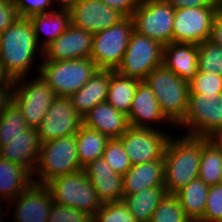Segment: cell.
Here are the masks:
<instances>
[{
    "label": "cell",
    "mask_w": 222,
    "mask_h": 222,
    "mask_svg": "<svg viewBox=\"0 0 222 222\" xmlns=\"http://www.w3.org/2000/svg\"><path fill=\"white\" fill-rule=\"evenodd\" d=\"M175 9L163 0H142L133 12L134 30L163 46L173 42Z\"/></svg>",
    "instance_id": "cell-10"
},
{
    "label": "cell",
    "mask_w": 222,
    "mask_h": 222,
    "mask_svg": "<svg viewBox=\"0 0 222 222\" xmlns=\"http://www.w3.org/2000/svg\"><path fill=\"white\" fill-rule=\"evenodd\" d=\"M134 31L132 17H125L116 25L94 33L90 58L98 69L118 68Z\"/></svg>",
    "instance_id": "cell-8"
},
{
    "label": "cell",
    "mask_w": 222,
    "mask_h": 222,
    "mask_svg": "<svg viewBox=\"0 0 222 222\" xmlns=\"http://www.w3.org/2000/svg\"><path fill=\"white\" fill-rule=\"evenodd\" d=\"M174 9L219 6V0H163Z\"/></svg>",
    "instance_id": "cell-43"
},
{
    "label": "cell",
    "mask_w": 222,
    "mask_h": 222,
    "mask_svg": "<svg viewBox=\"0 0 222 222\" xmlns=\"http://www.w3.org/2000/svg\"><path fill=\"white\" fill-rule=\"evenodd\" d=\"M198 178L208 186L222 183V149L210 140L202 146Z\"/></svg>",
    "instance_id": "cell-31"
},
{
    "label": "cell",
    "mask_w": 222,
    "mask_h": 222,
    "mask_svg": "<svg viewBox=\"0 0 222 222\" xmlns=\"http://www.w3.org/2000/svg\"><path fill=\"white\" fill-rule=\"evenodd\" d=\"M27 128L20 107L11 100L0 116V147L8 145L13 138Z\"/></svg>",
    "instance_id": "cell-32"
},
{
    "label": "cell",
    "mask_w": 222,
    "mask_h": 222,
    "mask_svg": "<svg viewBox=\"0 0 222 222\" xmlns=\"http://www.w3.org/2000/svg\"><path fill=\"white\" fill-rule=\"evenodd\" d=\"M82 124V116L75 111L69 97L57 96L36 130L42 143L76 134Z\"/></svg>",
    "instance_id": "cell-14"
},
{
    "label": "cell",
    "mask_w": 222,
    "mask_h": 222,
    "mask_svg": "<svg viewBox=\"0 0 222 222\" xmlns=\"http://www.w3.org/2000/svg\"><path fill=\"white\" fill-rule=\"evenodd\" d=\"M109 138L99 132L81 125L76 133V146L80 168L83 169L91 162L101 158Z\"/></svg>",
    "instance_id": "cell-29"
},
{
    "label": "cell",
    "mask_w": 222,
    "mask_h": 222,
    "mask_svg": "<svg viewBox=\"0 0 222 222\" xmlns=\"http://www.w3.org/2000/svg\"><path fill=\"white\" fill-rule=\"evenodd\" d=\"M13 205L14 222H47L53 204L52 194L45 184L32 183L7 204Z\"/></svg>",
    "instance_id": "cell-17"
},
{
    "label": "cell",
    "mask_w": 222,
    "mask_h": 222,
    "mask_svg": "<svg viewBox=\"0 0 222 222\" xmlns=\"http://www.w3.org/2000/svg\"><path fill=\"white\" fill-rule=\"evenodd\" d=\"M210 40L222 47V10L221 9H219L214 16Z\"/></svg>",
    "instance_id": "cell-45"
},
{
    "label": "cell",
    "mask_w": 222,
    "mask_h": 222,
    "mask_svg": "<svg viewBox=\"0 0 222 222\" xmlns=\"http://www.w3.org/2000/svg\"><path fill=\"white\" fill-rule=\"evenodd\" d=\"M199 222H222V183L210 186L204 216Z\"/></svg>",
    "instance_id": "cell-39"
},
{
    "label": "cell",
    "mask_w": 222,
    "mask_h": 222,
    "mask_svg": "<svg viewBox=\"0 0 222 222\" xmlns=\"http://www.w3.org/2000/svg\"><path fill=\"white\" fill-rule=\"evenodd\" d=\"M208 140L188 135L176 139L172 134L163 157L166 193L176 194L198 178L202 146Z\"/></svg>",
    "instance_id": "cell-2"
},
{
    "label": "cell",
    "mask_w": 222,
    "mask_h": 222,
    "mask_svg": "<svg viewBox=\"0 0 222 222\" xmlns=\"http://www.w3.org/2000/svg\"><path fill=\"white\" fill-rule=\"evenodd\" d=\"M69 10L71 24L93 34L106 30L125 18L101 0H79Z\"/></svg>",
    "instance_id": "cell-15"
},
{
    "label": "cell",
    "mask_w": 222,
    "mask_h": 222,
    "mask_svg": "<svg viewBox=\"0 0 222 222\" xmlns=\"http://www.w3.org/2000/svg\"><path fill=\"white\" fill-rule=\"evenodd\" d=\"M179 125L188 130L185 135L209 138L222 128V93L189 94L187 111Z\"/></svg>",
    "instance_id": "cell-9"
},
{
    "label": "cell",
    "mask_w": 222,
    "mask_h": 222,
    "mask_svg": "<svg viewBox=\"0 0 222 222\" xmlns=\"http://www.w3.org/2000/svg\"><path fill=\"white\" fill-rule=\"evenodd\" d=\"M102 157L115 173L120 174L121 176H123L132 166L120 138L109 139Z\"/></svg>",
    "instance_id": "cell-35"
},
{
    "label": "cell",
    "mask_w": 222,
    "mask_h": 222,
    "mask_svg": "<svg viewBox=\"0 0 222 222\" xmlns=\"http://www.w3.org/2000/svg\"><path fill=\"white\" fill-rule=\"evenodd\" d=\"M219 6L175 9L173 42L199 45L211 38L212 24Z\"/></svg>",
    "instance_id": "cell-12"
},
{
    "label": "cell",
    "mask_w": 222,
    "mask_h": 222,
    "mask_svg": "<svg viewBox=\"0 0 222 222\" xmlns=\"http://www.w3.org/2000/svg\"><path fill=\"white\" fill-rule=\"evenodd\" d=\"M163 45L134 31L115 70L120 75L144 81L156 67L162 65Z\"/></svg>",
    "instance_id": "cell-11"
},
{
    "label": "cell",
    "mask_w": 222,
    "mask_h": 222,
    "mask_svg": "<svg viewBox=\"0 0 222 222\" xmlns=\"http://www.w3.org/2000/svg\"><path fill=\"white\" fill-rule=\"evenodd\" d=\"M102 203L123 200V176L107 164L103 157L83 168Z\"/></svg>",
    "instance_id": "cell-18"
},
{
    "label": "cell",
    "mask_w": 222,
    "mask_h": 222,
    "mask_svg": "<svg viewBox=\"0 0 222 222\" xmlns=\"http://www.w3.org/2000/svg\"><path fill=\"white\" fill-rule=\"evenodd\" d=\"M76 134L41 143L33 182L46 184L51 179L80 171ZM40 177V178H39Z\"/></svg>",
    "instance_id": "cell-4"
},
{
    "label": "cell",
    "mask_w": 222,
    "mask_h": 222,
    "mask_svg": "<svg viewBox=\"0 0 222 222\" xmlns=\"http://www.w3.org/2000/svg\"><path fill=\"white\" fill-rule=\"evenodd\" d=\"M153 91L162 113L174 125L183 121L188 107L189 83L163 64L144 79Z\"/></svg>",
    "instance_id": "cell-3"
},
{
    "label": "cell",
    "mask_w": 222,
    "mask_h": 222,
    "mask_svg": "<svg viewBox=\"0 0 222 222\" xmlns=\"http://www.w3.org/2000/svg\"><path fill=\"white\" fill-rule=\"evenodd\" d=\"M198 71L222 76V47L210 39L198 45Z\"/></svg>",
    "instance_id": "cell-34"
},
{
    "label": "cell",
    "mask_w": 222,
    "mask_h": 222,
    "mask_svg": "<svg viewBox=\"0 0 222 222\" xmlns=\"http://www.w3.org/2000/svg\"><path fill=\"white\" fill-rule=\"evenodd\" d=\"M45 185L52 194L53 202L83 211L92 217L102 206L83 169L57 176Z\"/></svg>",
    "instance_id": "cell-6"
},
{
    "label": "cell",
    "mask_w": 222,
    "mask_h": 222,
    "mask_svg": "<svg viewBox=\"0 0 222 222\" xmlns=\"http://www.w3.org/2000/svg\"><path fill=\"white\" fill-rule=\"evenodd\" d=\"M28 18L42 49L56 40L71 24L69 9H56L48 13L34 14ZM42 31L47 35H45L44 41L40 40L42 38V34H40Z\"/></svg>",
    "instance_id": "cell-26"
},
{
    "label": "cell",
    "mask_w": 222,
    "mask_h": 222,
    "mask_svg": "<svg viewBox=\"0 0 222 222\" xmlns=\"http://www.w3.org/2000/svg\"><path fill=\"white\" fill-rule=\"evenodd\" d=\"M160 130V131H159ZM172 134L158 129L129 126L120 137L132 165L159 160L164 157L165 148Z\"/></svg>",
    "instance_id": "cell-13"
},
{
    "label": "cell",
    "mask_w": 222,
    "mask_h": 222,
    "mask_svg": "<svg viewBox=\"0 0 222 222\" xmlns=\"http://www.w3.org/2000/svg\"><path fill=\"white\" fill-rule=\"evenodd\" d=\"M109 8L115 9L125 17H131L142 0H101Z\"/></svg>",
    "instance_id": "cell-42"
},
{
    "label": "cell",
    "mask_w": 222,
    "mask_h": 222,
    "mask_svg": "<svg viewBox=\"0 0 222 222\" xmlns=\"http://www.w3.org/2000/svg\"><path fill=\"white\" fill-rule=\"evenodd\" d=\"M150 222H191L175 194L163 197L152 214Z\"/></svg>",
    "instance_id": "cell-33"
},
{
    "label": "cell",
    "mask_w": 222,
    "mask_h": 222,
    "mask_svg": "<svg viewBox=\"0 0 222 222\" xmlns=\"http://www.w3.org/2000/svg\"><path fill=\"white\" fill-rule=\"evenodd\" d=\"M54 1V0H52ZM60 5L59 9H70L72 6H74L79 0H56Z\"/></svg>",
    "instance_id": "cell-47"
},
{
    "label": "cell",
    "mask_w": 222,
    "mask_h": 222,
    "mask_svg": "<svg viewBox=\"0 0 222 222\" xmlns=\"http://www.w3.org/2000/svg\"><path fill=\"white\" fill-rule=\"evenodd\" d=\"M33 183V175L23 166L0 158V222L2 199L8 203L24 192ZM2 197V198H1Z\"/></svg>",
    "instance_id": "cell-25"
},
{
    "label": "cell",
    "mask_w": 222,
    "mask_h": 222,
    "mask_svg": "<svg viewBox=\"0 0 222 222\" xmlns=\"http://www.w3.org/2000/svg\"><path fill=\"white\" fill-rule=\"evenodd\" d=\"M209 188L210 186L197 178L175 194L191 222H199L203 218Z\"/></svg>",
    "instance_id": "cell-28"
},
{
    "label": "cell",
    "mask_w": 222,
    "mask_h": 222,
    "mask_svg": "<svg viewBox=\"0 0 222 222\" xmlns=\"http://www.w3.org/2000/svg\"><path fill=\"white\" fill-rule=\"evenodd\" d=\"M37 51L43 55V49L37 41L29 18L18 17L9 28L0 33L2 77L11 81L27 77L34 61L37 60Z\"/></svg>",
    "instance_id": "cell-1"
},
{
    "label": "cell",
    "mask_w": 222,
    "mask_h": 222,
    "mask_svg": "<svg viewBox=\"0 0 222 222\" xmlns=\"http://www.w3.org/2000/svg\"><path fill=\"white\" fill-rule=\"evenodd\" d=\"M215 93H222V76L214 71H198L189 82V94L215 95Z\"/></svg>",
    "instance_id": "cell-37"
},
{
    "label": "cell",
    "mask_w": 222,
    "mask_h": 222,
    "mask_svg": "<svg viewBox=\"0 0 222 222\" xmlns=\"http://www.w3.org/2000/svg\"><path fill=\"white\" fill-rule=\"evenodd\" d=\"M93 33L69 25L56 40L43 49L44 61H64L90 58Z\"/></svg>",
    "instance_id": "cell-16"
},
{
    "label": "cell",
    "mask_w": 222,
    "mask_h": 222,
    "mask_svg": "<svg viewBox=\"0 0 222 222\" xmlns=\"http://www.w3.org/2000/svg\"><path fill=\"white\" fill-rule=\"evenodd\" d=\"M127 119L129 126L137 128L157 129L152 127L151 122H166L172 125L162 113L153 91L145 81L138 83Z\"/></svg>",
    "instance_id": "cell-19"
},
{
    "label": "cell",
    "mask_w": 222,
    "mask_h": 222,
    "mask_svg": "<svg viewBox=\"0 0 222 222\" xmlns=\"http://www.w3.org/2000/svg\"><path fill=\"white\" fill-rule=\"evenodd\" d=\"M4 78L2 77V75L0 74V82L3 80Z\"/></svg>",
    "instance_id": "cell-49"
},
{
    "label": "cell",
    "mask_w": 222,
    "mask_h": 222,
    "mask_svg": "<svg viewBox=\"0 0 222 222\" xmlns=\"http://www.w3.org/2000/svg\"><path fill=\"white\" fill-rule=\"evenodd\" d=\"M41 149L37 130L28 127L13 138L8 145L0 147V158L26 168L32 175L36 168Z\"/></svg>",
    "instance_id": "cell-20"
},
{
    "label": "cell",
    "mask_w": 222,
    "mask_h": 222,
    "mask_svg": "<svg viewBox=\"0 0 222 222\" xmlns=\"http://www.w3.org/2000/svg\"><path fill=\"white\" fill-rule=\"evenodd\" d=\"M165 195L164 187H152L133 194H123V201L138 222H150L154 210Z\"/></svg>",
    "instance_id": "cell-27"
},
{
    "label": "cell",
    "mask_w": 222,
    "mask_h": 222,
    "mask_svg": "<svg viewBox=\"0 0 222 222\" xmlns=\"http://www.w3.org/2000/svg\"><path fill=\"white\" fill-rule=\"evenodd\" d=\"M37 66L38 73L59 97H70L79 91L98 70L91 58L42 61Z\"/></svg>",
    "instance_id": "cell-5"
},
{
    "label": "cell",
    "mask_w": 222,
    "mask_h": 222,
    "mask_svg": "<svg viewBox=\"0 0 222 222\" xmlns=\"http://www.w3.org/2000/svg\"><path fill=\"white\" fill-rule=\"evenodd\" d=\"M139 82L138 79L126 77L114 71L111 74L106 102L128 116Z\"/></svg>",
    "instance_id": "cell-30"
},
{
    "label": "cell",
    "mask_w": 222,
    "mask_h": 222,
    "mask_svg": "<svg viewBox=\"0 0 222 222\" xmlns=\"http://www.w3.org/2000/svg\"><path fill=\"white\" fill-rule=\"evenodd\" d=\"M18 17L14 0H0V33L9 28Z\"/></svg>",
    "instance_id": "cell-41"
},
{
    "label": "cell",
    "mask_w": 222,
    "mask_h": 222,
    "mask_svg": "<svg viewBox=\"0 0 222 222\" xmlns=\"http://www.w3.org/2000/svg\"><path fill=\"white\" fill-rule=\"evenodd\" d=\"M88 213L53 202L47 222H92Z\"/></svg>",
    "instance_id": "cell-38"
},
{
    "label": "cell",
    "mask_w": 222,
    "mask_h": 222,
    "mask_svg": "<svg viewBox=\"0 0 222 222\" xmlns=\"http://www.w3.org/2000/svg\"><path fill=\"white\" fill-rule=\"evenodd\" d=\"M26 79L12 81V100L20 107L26 125L36 129L57 96L40 74L29 82Z\"/></svg>",
    "instance_id": "cell-7"
},
{
    "label": "cell",
    "mask_w": 222,
    "mask_h": 222,
    "mask_svg": "<svg viewBox=\"0 0 222 222\" xmlns=\"http://www.w3.org/2000/svg\"><path fill=\"white\" fill-rule=\"evenodd\" d=\"M52 0H14L19 17H30L34 14L52 12Z\"/></svg>",
    "instance_id": "cell-40"
},
{
    "label": "cell",
    "mask_w": 222,
    "mask_h": 222,
    "mask_svg": "<svg viewBox=\"0 0 222 222\" xmlns=\"http://www.w3.org/2000/svg\"><path fill=\"white\" fill-rule=\"evenodd\" d=\"M12 100V81L3 79L0 82V116L6 105Z\"/></svg>",
    "instance_id": "cell-44"
},
{
    "label": "cell",
    "mask_w": 222,
    "mask_h": 222,
    "mask_svg": "<svg viewBox=\"0 0 222 222\" xmlns=\"http://www.w3.org/2000/svg\"><path fill=\"white\" fill-rule=\"evenodd\" d=\"M152 187H164V158L132 165L123 175V194Z\"/></svg>",
    "instance_id": "cell-24"
},
{
    "label": "cell",
    "mask_w": 222,
    "mask_h": 222,
    "mask_svg": "<svg viewBox=\"0 0 222 222\" xmlns=\"http://www.w3.org/2000/svg\"><path fill=\"white\" fill-rule=\"evenodd\" d=\"M114 71L98 69L79 91L69 97L80 116L83 117L93 107L107 100L111 74Z\"/></svg>",
    "instance_id": "cell-23"
},
{
    "label": "cell",
    "mask_w": 222,
    "mask_h": 222,
    "mask_svg": "<svg viewBox=\"0 0 222 222\" xmlns=\"http://www.w3.org/2000/svg\"><path fill=\"white\" fill-rule=\"evenodd\" d=\"M92 222H138L123 201L102 203L93 216Z\"/></svg>",
    "instance_id": "cell-36"
},
{
    "label": "cell",
    "mask_w": 222,
    "mask_h": 222,
    "mask_svg": "<svg viewBox=\"0 0 222 222\" xmlns=\"http://www.w3.org/2000/svg\"><path fill=\"white\" fill-rule=\"evenodd\" d=\"M215 146L222 149V128L218 129L214 134L208 138Z\"/></svg>",
    "instance_id": "cell-46"
},
{
    "label": "cell",
    "mask_w": 222,
    "mask_h": 222,
    "mask_svg": "<svg viewBox=\"0 0 222 222\" xmlns=\"http://www.w3.org/2000/svg\"><path fill=\"white\" fill-rule=\"evenodd\" d=\"M82 119L83 125L98 130L109 139L120 138L129 128L127 115L106 101L93 107Z\"/></svg>",
    "instance_id": "cell-22"
},
{
    "label": "cell",
    "mask_w": 222,
    "mask_h": 222,
    "mask_svg": "<svg viewBox=\"0 0 222 222\" xmlns=\"http://www.w3.org/2000/svg\"><path fill=\"white\" fill-rule=\"evenodd\" d=\"M162 64L189 83L198 72V45L171 42L163 46Z\"/></svg>",
    "instance_id": "cell-21"
},
{
    "label": "cell",
    "mask_w": 222,
    "mask_h": 222,
    "mask_svg": "<svg viewBox=\"0 0 222 222\" xmlns=\"http://www.w3.org/2000/svg\"><path fill=\"white\" fill-rule=\"evenodd\" d=\"M219 9L222 10V0H219Z\"/></svg>",
    "instance_id": "cell-48"
}]
</instances>
